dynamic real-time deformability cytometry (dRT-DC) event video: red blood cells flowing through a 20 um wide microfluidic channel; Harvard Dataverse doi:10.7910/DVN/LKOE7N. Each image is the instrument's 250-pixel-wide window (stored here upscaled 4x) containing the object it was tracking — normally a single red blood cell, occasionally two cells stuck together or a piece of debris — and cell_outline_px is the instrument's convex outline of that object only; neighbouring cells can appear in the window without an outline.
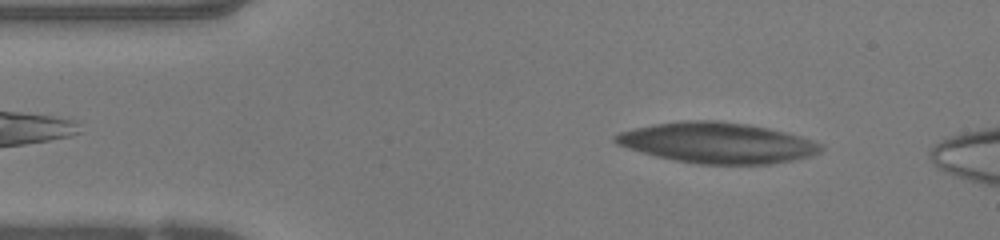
{"species": "human", "species_latin": "Homo sapiens", "temperature_condition": "warm", "stored_images_in_passage": 12, "camera_frame_rate_fps": 3000, "um_per_image_px": 0.085, "donor": {"sex": "female"}, "frame": {"image": 1, "passage_image": 6, "time_ms": 1.667, "image_size_px": [1000, 240], "cell_outline_px": [[824, 148], [820, 152], [812, 156], [792, 160], [768, 164], [696, 164], [656, 156], [628, 148], [616, 144], [612, 140], [612, 136], [620, 132], [636, 128], [656, 124], [684, 120], [716, 120], [748, 124], [768, 128], [800, 136], [824, 144]], "centroid_in_image_um": [60.99, 12.14], "position_along_channel_um": 24.0, "area_um2": 48.61}}